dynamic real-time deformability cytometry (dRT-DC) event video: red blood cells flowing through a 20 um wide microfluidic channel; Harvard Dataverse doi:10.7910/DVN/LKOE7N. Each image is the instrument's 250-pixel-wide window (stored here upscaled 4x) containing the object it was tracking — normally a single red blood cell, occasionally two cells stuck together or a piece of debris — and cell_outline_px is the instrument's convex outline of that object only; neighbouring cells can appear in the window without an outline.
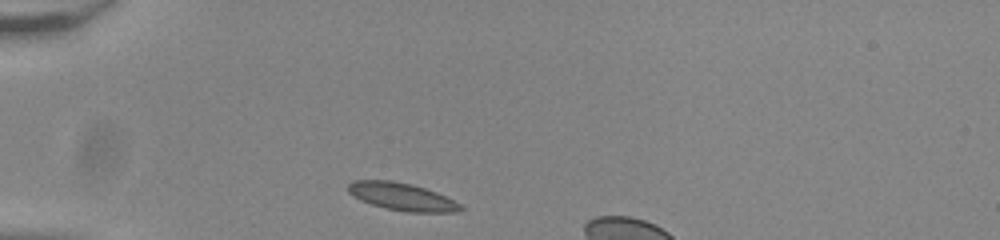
{"species": "common noctule bat (a hibernating species)", "species_latin": "Nyctalus noctula", "temperature_condition": "room temperature", "stored_images_in_passage": 7, "camera_frame_rate_fps": 3000, "um_per_image_px": 0.085, "animal": {"sex": "male", "body_mass_g": 20.0, "forearm_length_mm": 53.3}, "frame": {"image": 1, "passage_image": 1, "time_ms": 0.0, "image_size_px": [1000, 240], "cell_outline_px": [[464, 208], [456, 212], [408, 212], [388, 208], [372, 204], [360, 200], [352, 196], [348, 192], [348, 184], [352, 180], [392, 180], [412, 184], [436, 192], [460, 204]], "centroid_in_image_um": [34.12, 16.7], "position_along_channel_um": 50.9, "area_um2": 17.92}}